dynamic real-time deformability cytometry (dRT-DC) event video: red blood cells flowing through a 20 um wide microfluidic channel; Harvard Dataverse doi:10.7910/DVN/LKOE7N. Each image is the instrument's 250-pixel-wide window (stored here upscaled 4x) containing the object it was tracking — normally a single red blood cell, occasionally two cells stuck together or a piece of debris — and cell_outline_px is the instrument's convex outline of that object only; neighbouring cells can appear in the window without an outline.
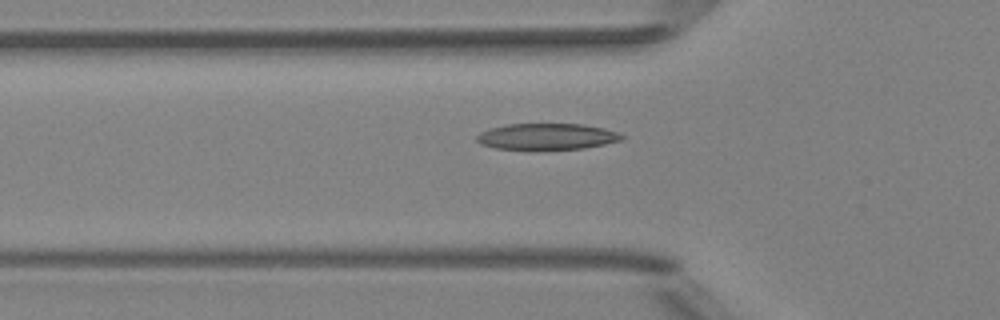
{"species": "Egyptian fruit bat (a non-hibernating species)", "species_latin": "Rousettus aegyptiacus", "temperature_condition": "room temperature", "stored_images_in_passage": 38, "camera_frame_rate_fps": 3000, "um_per_image_px": 0.085, "animal": {"sex": "female"}, "frame": {"image": 1, "passage_image": 4, "time_ms": 1.0, "image_size_px": [1000, 320], "cell_outline_px": [[624, 140], [584, 148], [536, 152], [528, 152], [496, 148], [480, 144], [476, 140], [476, 136], [480, 132], [492, 128], [508, 124], [580, 124], [604, 128], [616, 132], [624, 136]], "centroid_in_image_um": [46.45, 11.65], "position_along_channel_um": 79.4, "area_um2": 23.0}}
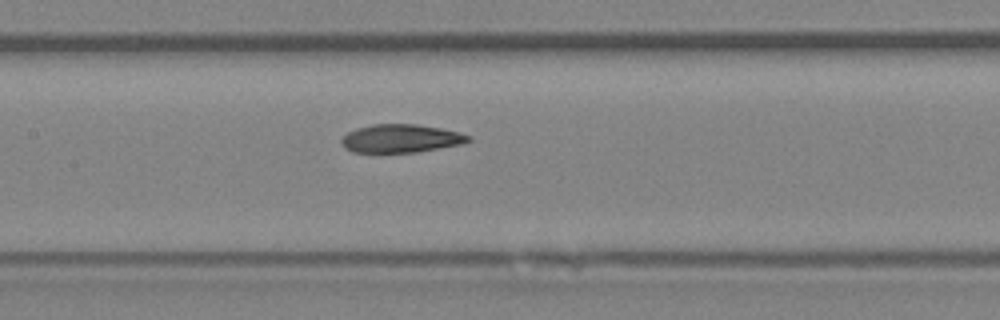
{"frame": {"image": 2, "passage_image": 11, "time_ms": 3.333, "image_size_px": [1000, 320], "cell_outline_px": [[472, 140], [460, 144], [416, 152], [352, 152], [344, 148], [340, 140], [348, 132], [356, 128], [372, 124], [416, 124], [440, 128], [460, 132], [472, 136]], "centroid_in_image_um": [34.07, 11.76], "position_along_channel_um": 173.3, "area_um2": 20.87}}
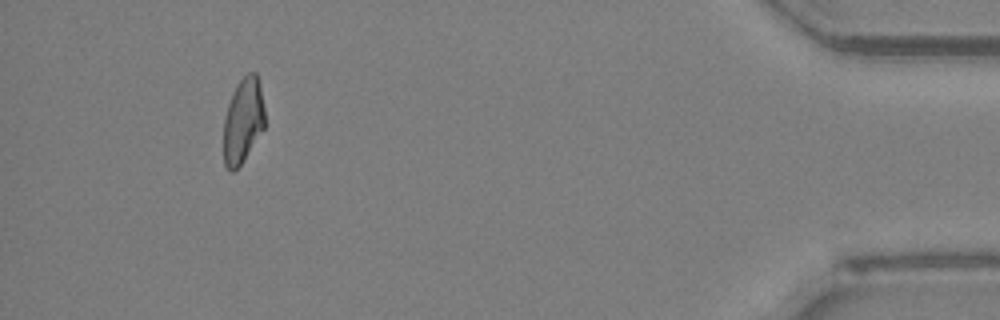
{"frame": {"image": 3, "passage_image": 34, "time_ms": 11.0, "image_size_px": [1000, 320], "cell_outline_px": [[264, 128], [240, 164], [232, 172], [228, 172], [224, 164], [224, 120], [228, 104], [232, 92], [236, 84], [248, 72], [256, 72], [260, 88], [264, 108]], "centroid_in_image_um": [20.64, 10.24], "position_along_channel_um": 414.6, "area_um2": 20.17}, "authors_computed_cell_mechanics": {"area_um2": 21.4438, "velocity_mm_per_s": 4.0421, "shape_relaxation_time_tau1_ms": null, "shape_relaxation_time_tau2_ms": 4.0707, "deformation_change_tau1": null, "deformation_change_tau2": 0.1207}}